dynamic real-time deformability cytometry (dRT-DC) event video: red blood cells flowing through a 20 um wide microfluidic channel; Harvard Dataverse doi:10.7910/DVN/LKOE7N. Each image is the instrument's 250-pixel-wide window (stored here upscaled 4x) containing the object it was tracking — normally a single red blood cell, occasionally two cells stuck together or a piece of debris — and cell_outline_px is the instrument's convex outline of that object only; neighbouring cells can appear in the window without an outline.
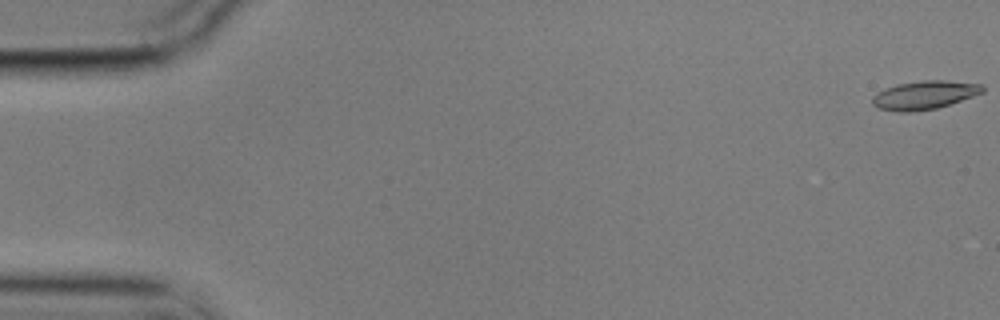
{"species": "common noctule bat (a hibernating species)", "species_latin": "Nyctalus noctula", "temperature_condition": "cold", "stored_images_in_passage": 57, "camera_frame_rate_fps": 3000, "um_per_image_px": 0.085, "animal": {"sex": "male", "body_mass_g": 17.9}, "frame": {"image": 1, "passage_image": 1, "time_ms": 0.0, "image_size_px": [1000, 320], "cell_outline_px": [[984, 92], [936, 108], [912, 112], [896, 112], [880, 108], [872, 104], [872, 96], [876, 92], [884, 88], [896, 84], [924, 80], [944, 80], [984, 84]], "centroid_in_image_um": [78.54, 8.07], "position_along_channel_um": 6.5, "area_um2": 18.32}}
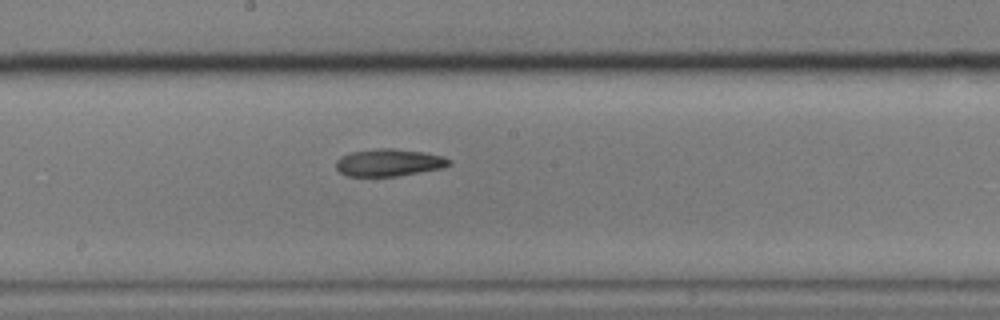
{"frame": {"image": 2, "passage_image": 31, "time_ms": 10.0, "image_size_px": [1000, 320], "cell_outline_px": [[452, 164], [444, 168], [396, 176], [348, 176], [340, 172], [336, 168], [336, 160], [340, 156], [348, 152], [376, 148], [392, 148], [424, 152], [444, 156], [452, 160]], "centroid_in_image_um": [33.07, 13.81], "position_along_channel_um": 215.1, "area_um2": 18.26}}
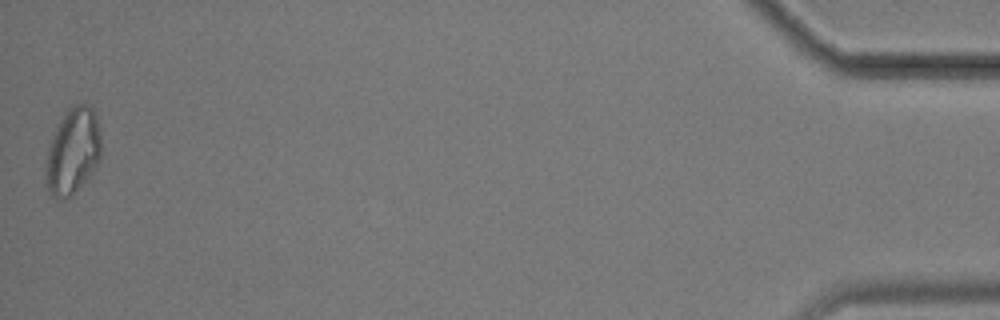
{"frame": {"image": 3, "passage_image": 57, "time_ms": 18.667, "image_size_px": [1000, 320], "cell_outline_px": [[100, 160], [92, 172], [64, 200], [56, 200], [52, 196], [44, 184], [44, 168], [48, 144], [64, 112], [72, 104], [88, 104], [92, 108], [96, 116], [100, 132]], "centroid_in_image_um": [6.14, 12.84], "position_along_channel_um": 429.1, "area_um2": 28.03}, "authors_computed_cell_mechanics": {"area_um2": 18.3226, "velocity_mm_per_s": 3.5262, "shape_relaxation_time_tau1_ms": 10.9966, "shape_relaxation_time_tau2_ms": null, "deformation_change_tau1": 0.2162, "deformation_change_tau2": null}}